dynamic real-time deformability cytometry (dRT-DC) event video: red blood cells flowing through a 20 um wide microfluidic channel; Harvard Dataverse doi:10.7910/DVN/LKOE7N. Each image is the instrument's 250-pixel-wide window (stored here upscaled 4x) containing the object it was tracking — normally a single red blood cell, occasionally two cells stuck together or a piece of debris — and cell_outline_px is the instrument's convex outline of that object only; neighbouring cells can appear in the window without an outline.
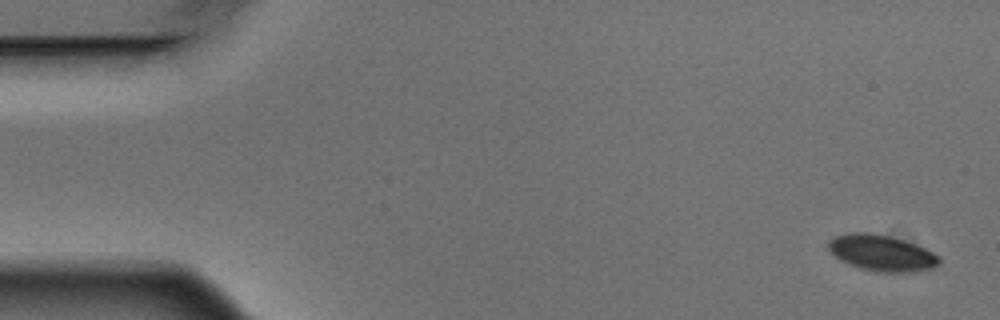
{"species": "Egyptian fruit bat (a non-hibernating species)", "species_latin": "Rousettus aegyptiacus", "temperature_condition": "warm", "stored_images_in_passage": 5, "camera_frame_rate_fps": 3000, "um_per_image_px": 0.085, "animal": {"sex": "male"}, "frame": {"image": 1, "passage_image": 1, "time_ms": 0.0, "image_size_px": [1000, 320], "cell_outline_px": [[940, 264], [932, 268], [912, 272], [876, 272], [860, 268], [848, 264], [840, 260], [828, 248], [828, 240], [836, 236], [852, 232], [872, 232], [892, 236], [916, 244], [940, 256]], "centroid_in_image_um": [74.95, 21.5], "position_along_channel_um": 10.0, "area_um2": 23.47}}
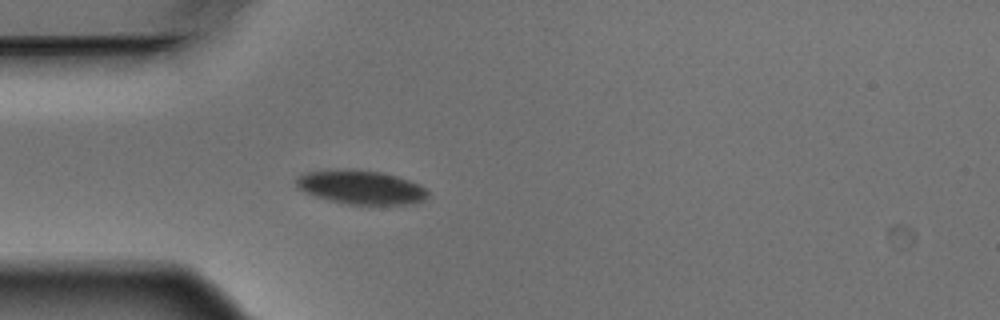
{"frame": {"image": 2, "passage_image": 5, "time_ms": 1.333, "image_size_px": [1000, 320], "cell_outline_px": [[428, 196], [424, 200], [412, 204], [348, 204], [328, 200], [316, 196], [296, 188], [296, 176], [304, 172], [344, 168], [356, 168], [384, 172], [420, 184], [428, 192]], "centroid_in_image_um": [30.65, 15.89], "position_along_channel_um": 54.3, "area_um2": 26.36}}